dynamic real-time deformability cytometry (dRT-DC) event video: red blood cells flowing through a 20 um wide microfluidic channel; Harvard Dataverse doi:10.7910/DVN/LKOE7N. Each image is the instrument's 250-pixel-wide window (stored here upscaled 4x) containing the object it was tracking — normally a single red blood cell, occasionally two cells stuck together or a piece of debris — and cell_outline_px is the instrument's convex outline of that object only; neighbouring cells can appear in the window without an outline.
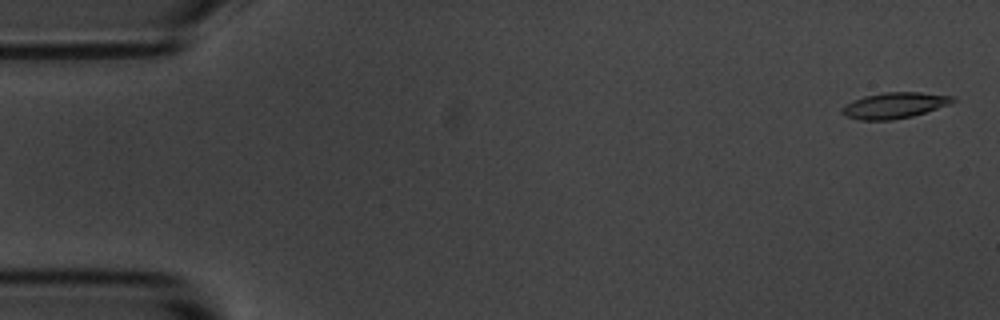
{"species": "common noctule bat (a hibernating species)", "species_latin": "Nyctalus noctula", "temperature_condition": "room temperature", "stored_images_in_passage": 55, "camera_frame_rate_fps": 3000, "um_per_image_px": 0.085, "animal": {"sex": "male", "body_mass_g": 20.1, "forearm_length_mm": 53.5}, "frame": {"image": 1, "passage_image": 2, "time_ms": 0.333, "image_size_px": [1000, 320], "cell_outline_px": [[956, 100], [948, 104], [912, 116], [892, 120], [860, 120], [848, 116], [840, 112], [840, 108], [852, 100], [864, 96], [884, 92], [920, 92], [956, 96]], "centroid_in_image_um": [76.0, 8.95], "position_along_channel_um": 9.0, "area_um2": 16.65}}
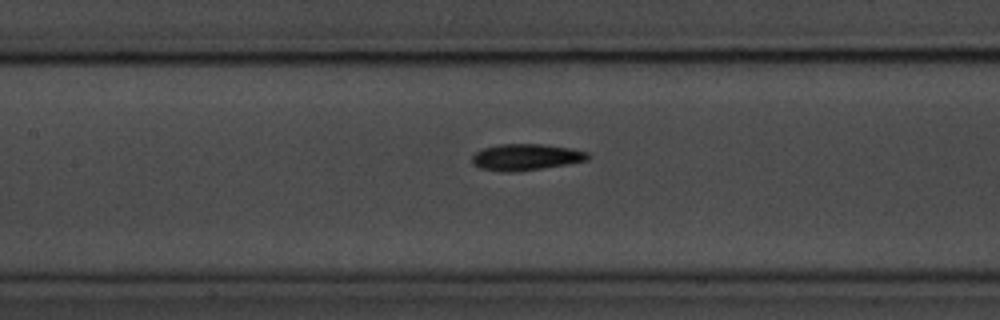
{"frame": {"image": 2, "passage_image": 25, "time_ms": 8.0, "image_size_px": [1000, 320], "cell_outline_px": [[592, 156], [588, 160], [540, 168], [512, 172], [504, 172], [480, 168], [472, 160], [472, 156], [476, 152], [484, 148], [500, 144], [540, 144], [568, 148], [588, 152]], "centroid_in_image_um": [44.71, 13.35], "position_along_channel_um": 162.7, "area_um2": 17.46}}
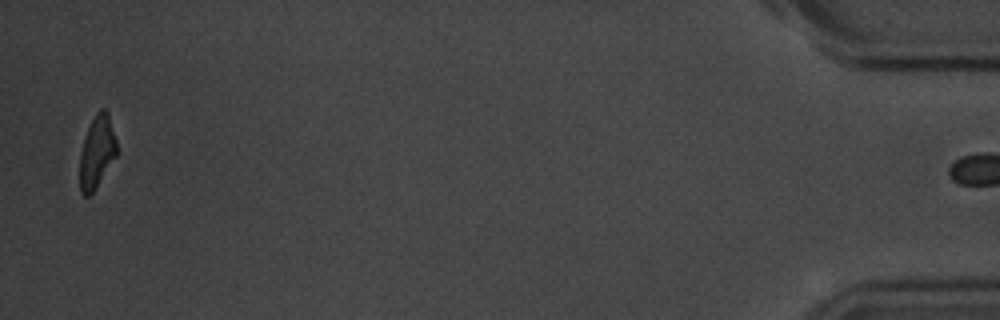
{"frame": {"image": 3, "passage_image": 54, "time_ms": 17.667, "image_size_px": [1000, 320], "cell_outline_px": [[116, 156], [96, 188], [88, 196], [84, 196], [80, 192], [80, 156], [84, 140], [88, 128], [96, 112], [100, 108], [104, 108], [108, 112], [116, 140]], "centroid_in_image_um": [8.24, 12.91], "position_along_channel_um": 427.0, "area_um2": 15.37}, "authors_computed_cell_mechanics": {"area_um2": 16.9932, "velocity_mm_per_s": 3.6801, "shape_relaxation_time_tau1_ms": 2.377, "shape_relaxation_time_tau2_ms": 4.5061, "deformation_change_tau1": 0.1576, "deformation_change_tau2": 0.1361}}